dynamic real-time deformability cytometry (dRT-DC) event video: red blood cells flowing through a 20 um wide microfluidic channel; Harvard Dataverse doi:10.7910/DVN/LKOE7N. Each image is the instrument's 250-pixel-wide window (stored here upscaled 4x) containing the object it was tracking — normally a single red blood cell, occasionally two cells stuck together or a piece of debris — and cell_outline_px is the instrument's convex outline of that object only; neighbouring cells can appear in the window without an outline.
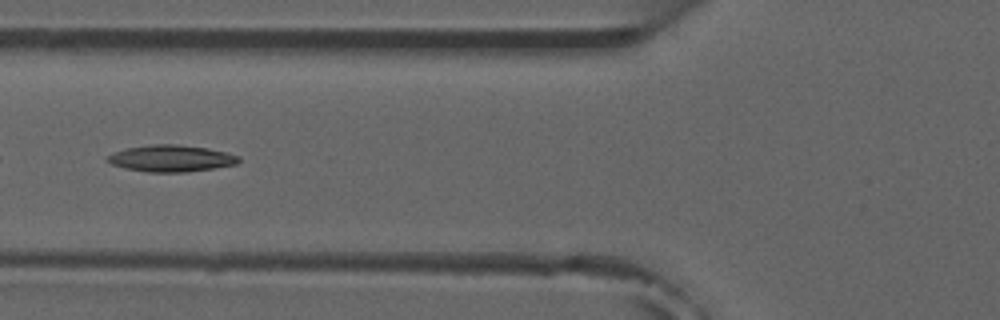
{"species": "common noctule bat (a hibernating species)", "species_latin": "Nyctalus noctula", "temperature_condition": "room temperature", "stored_images_in_passage": 3, "camera_frame_rate_fps": 3000, "um_per_image_px": 0.085, "animal": {"sex": "male", "forearm_length_mm": 52.5}, "frame": {"image": 1, "passage_image": 2, "time_ms": 1.333, "image_size_px": [1000, 320], "cell_outline_px": [[240, 160], [236, 164], [212, 168], [184, 172], [148, 172], [128, 168], [112, 164], [104, 160], [112, 152], [128, 148], [152, 144], [176, 144], [208, 148], [240, 156]], "centroid_in_image_um": [14.53, 13.45], "position_along_channel_um": 111.3, "area_um2": 20.17}}
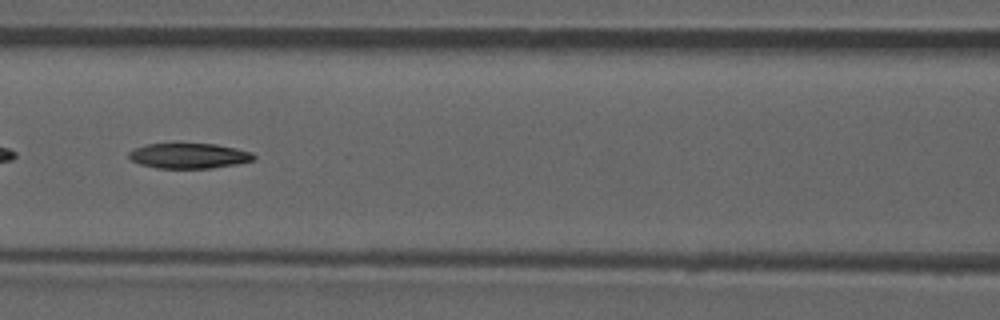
{"frame": {"image": 2, "passage_image": 3, "time_ms": 2.333, "image_size_px": [1000, 320], "cell_outline_px": [[256, 160], [236, 164], [212, 168], [156, 168], [140, 164], [132, 160], [128, 156], [128, 152], [144, 144], [216, 144], [236, 148], [252, 152], [256, 156]], "centroid_in_image_um": [16.09, 13.24], "position_along_channel_um": 150.5, "area_um2": 18.38}}